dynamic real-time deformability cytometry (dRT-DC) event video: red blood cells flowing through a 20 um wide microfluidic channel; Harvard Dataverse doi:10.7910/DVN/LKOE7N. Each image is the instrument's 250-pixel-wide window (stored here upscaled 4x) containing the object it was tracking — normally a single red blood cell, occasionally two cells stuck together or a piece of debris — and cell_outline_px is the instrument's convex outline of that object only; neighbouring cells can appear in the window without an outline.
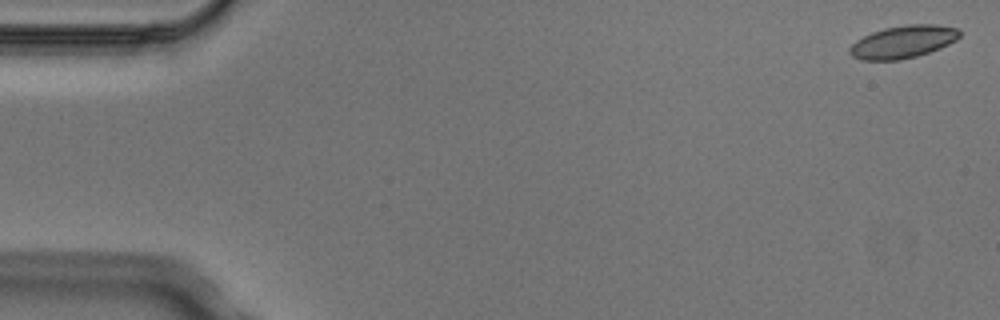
{"species": "Egyptian fruit bat (a non-hibernating species)", "species_latin": "Rousettus aegyptiacus", "temperature_condition": "cold", "stored_images_in_passage": 4, "camera_frame_rate_fps": 3000, "um_per_image_px": 0.085, "animal": {"sex": "male"}, "frame": {"image": 1, "passage_image": 1, "time_ms": 0.0, "image_size_px": [1000, 320], "cell_outline_px": [[960, 36], [956, 40], [940, 48], [916, 56], [900, 60], [860, 60], [852, 56], [848, 52], [848, 48], [856, 40], [872, 32], [884, 28], [908, 24], [936, 24], [956, 28], [960, 32]], "centroid_in_image_um": [76.73, 3.56], "position_along_channel_um": 8.3, "area_um2": 20.87}}
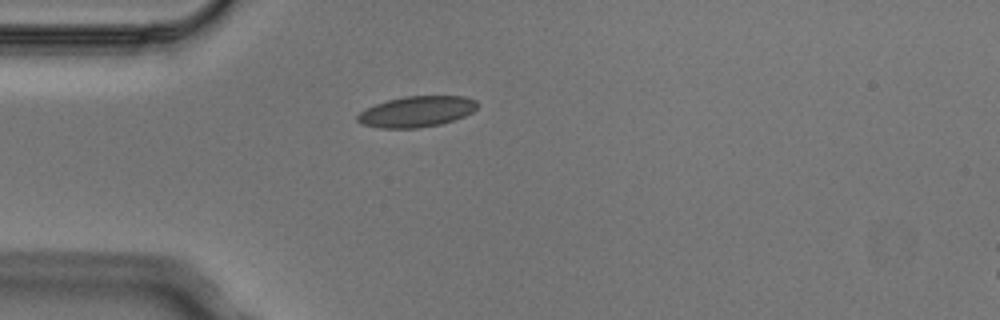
{"frame": {"image": 2, "passage_image": 4, "time_ms": 1.0, "image_size_px": [1000, 320], "cell_outline_px": [[480, 104], [472, 112], [464, 116], [440, 124], [416, 128], [380, 128], [364, 124], [356, 120], [356, 116], [360, 112], [376, 104], [388, 100], [404, 96], [464, 96], [476, 100]], "centroid_in_image_um": [35.43, 9.48], "position_along_channel_um": 49.6, "area_um2": 21.39}}